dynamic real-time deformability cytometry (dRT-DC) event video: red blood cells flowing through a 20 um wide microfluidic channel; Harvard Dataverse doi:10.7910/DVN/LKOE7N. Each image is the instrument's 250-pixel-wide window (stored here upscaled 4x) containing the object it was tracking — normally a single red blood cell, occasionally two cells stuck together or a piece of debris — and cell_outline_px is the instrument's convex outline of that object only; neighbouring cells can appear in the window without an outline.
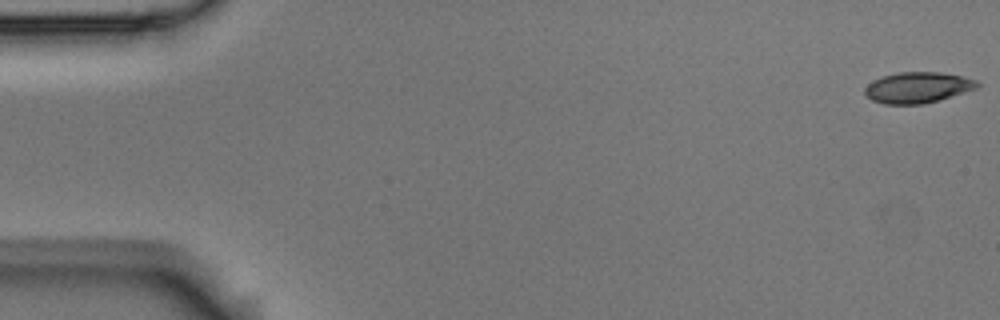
{"species": "Egyptian fruit bat (a non-hibernating species)", "species_latin": "Rousettus aegyptiacus", "temperature_condition": "room temperature", "stored_images_in_passage": 5, "camera_frame_rate_fps": 3000, "um_per_image_px": 0.085, "animal": {"sex": "male"}, "frame": {"image": 1, "passage_image": 1, "time_ms": 0.0, "image_size_px": [1000, 320], "cell_outline_px": [[980, 84], [976, 88], [936, 100], [920, 104], [884, 104], [872, 100], [864, 92], [864, 88], [872, 80], [880, 76], [900, 72], [940, 72], [960, 76], [976, 80]], "centroid_in_image_um": [77.94, 7.42], "position_along_channel_um": 7.1, "area_um2": 19.94}}